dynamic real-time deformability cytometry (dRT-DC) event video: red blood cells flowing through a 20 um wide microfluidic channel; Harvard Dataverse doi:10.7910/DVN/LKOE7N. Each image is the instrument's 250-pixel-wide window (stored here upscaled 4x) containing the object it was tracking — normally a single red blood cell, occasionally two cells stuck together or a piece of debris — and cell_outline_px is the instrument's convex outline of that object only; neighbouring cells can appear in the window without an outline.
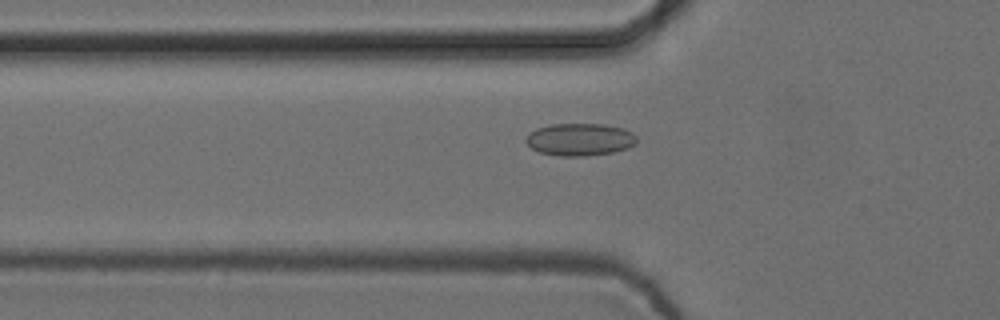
{"species": "common noctule bat (a hibernating species)", "species_latin": "Nyctalus noctula", "temperature_condition": "cold", "stored_images_in_passage": 30, "camera_frame_rate_fps": 3000, "um_per_image_px": 0.085, "animal": {"sex": "female", "body_mass_g": 24.6, "forearm_length_mm": 56.2}, "frame": {"image": 1, "passage_image": 2, "time_ms": 0.333, "image_size_px": [1000, 320], "cell_outline_px": [[636, 144], [628, 148], [612, 152], [588, 156], [560, 156], [540, 152], [532, 148], [524, 140], [536, 128], [552, 124], [604, 124], [624, 128], [632, 132], [636, 136]], "centroid_in_image_um": [49.32, 11.85], "position_along_channel_um": 76.5, "area_um2": 20.92}}
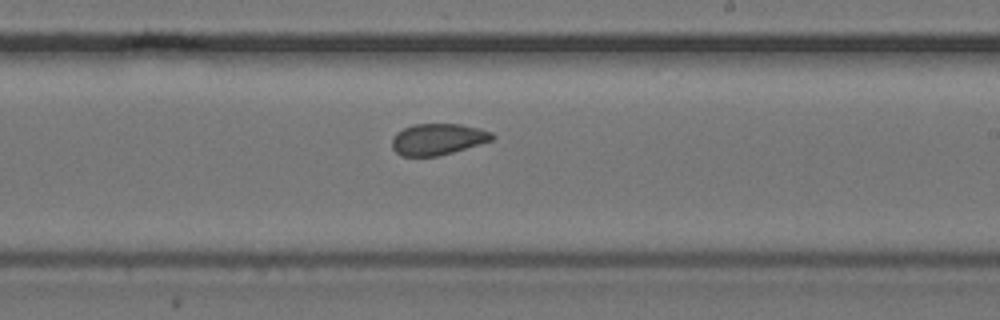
{"frame": {"image": 2, "passage_image": 16, "time_ms": 5.0, "image_size_px": [1000, 320], "cell_outline_px": [[496, 136], [492, 140], [440, 156], [400, 156], [392, 148], [392, 140], [396, 132], [412, 124], [460, 124], [480, 128], [492, 132]], "centroid_in_image_um": [37.21, 11.83], "position_along_channel_um": 251.8, "area_um2": 18.38}}
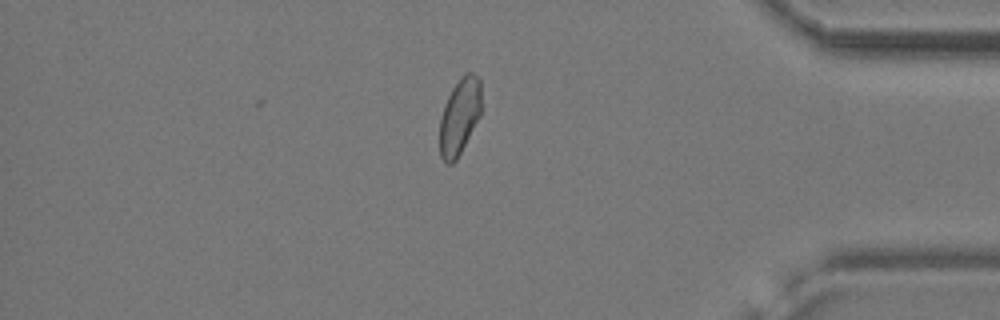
{"frame": {"image": 3, "passage_image": 30, "time_ms": 9.667, "image_size_px": [1000, 320], "cell_outline_px": [[480, 116], [456, 160], [452, 164], [444, 164], [440, 156], [440, 120], [444, 104], [452, 88], [460, 76], [468, 72], [472, 72], [480, 80]], "centroid_in_image_um": [39.04, 9.9], "position_along_channel_um": 396.2, "area_um2": 18.44}, "authors_computed_cell_mechanics": {"area_um2": 18.785, "velocity_mm_per_s": 3.7361, "shape_relaxation_time_tau1_ms": null, "shape_relaxation_time_tau2_ms": 1.7457, "deformation_change_tau1": null, "deformation_change_tau2": 0.0601}}